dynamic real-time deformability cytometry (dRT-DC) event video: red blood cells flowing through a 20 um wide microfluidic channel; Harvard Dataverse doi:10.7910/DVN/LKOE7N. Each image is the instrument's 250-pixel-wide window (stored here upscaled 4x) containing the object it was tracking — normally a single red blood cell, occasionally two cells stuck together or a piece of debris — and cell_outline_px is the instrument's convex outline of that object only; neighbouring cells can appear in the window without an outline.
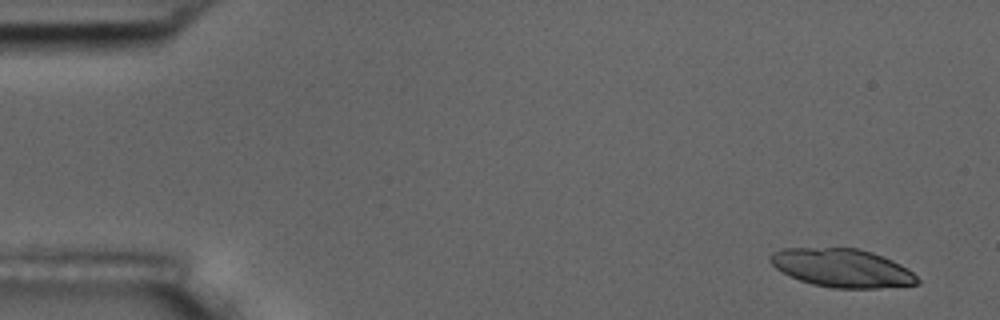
{"species": "common noctule bat (a hibernating species)", "species_latin": "Nyctalus noctula", "temperature_condition": "room temperature", "stored_images_in_passage": 6, "camera_frame_rate_fps": 3000, "um_per_image_px": 0.085, "animal": {"sex": "male", "body_mass_g": 17.5, "forearm_length_mm": 52.3}, "frame": {"image": 1, "passage_image": 1, "time_ms": 0.0, "image_size_px": [1000, 320], "cell_outline_px": [[920, 284], [880, 288], [832, 288], [812, 284], [800, 280], [776, 268], [768, 260], [768, 256], [772, 252], [784, 248], [860, 248], [872, 252], [892, 260], [900, 264], [912, 272], [920, 280]], "centroid_in_image_um": [71.58, 22.78], "position_along_channel_um": 13.4, "area_um2": 32.89}}